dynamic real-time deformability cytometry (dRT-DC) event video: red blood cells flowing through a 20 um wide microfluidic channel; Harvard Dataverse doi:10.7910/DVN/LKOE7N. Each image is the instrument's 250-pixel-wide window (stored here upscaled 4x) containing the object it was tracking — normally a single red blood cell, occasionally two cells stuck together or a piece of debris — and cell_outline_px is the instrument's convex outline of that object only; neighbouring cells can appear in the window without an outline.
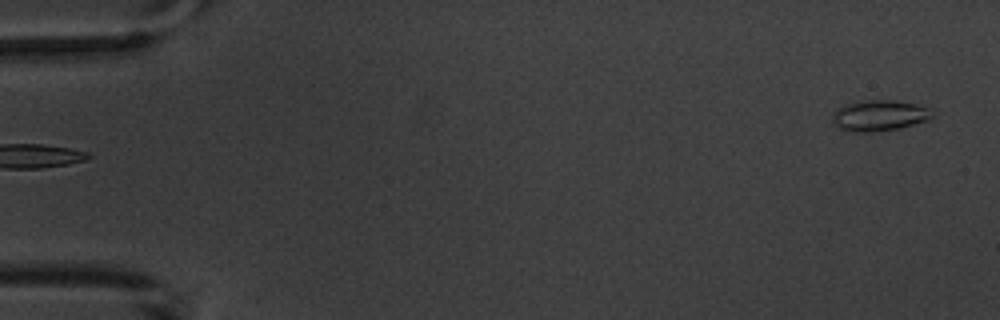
{"species": "common noctule bat (a hibernating species)", "species_latin": "Nyctalus noctula", "temperature_condition": "warm", "stored_images_in_passage": 3, "camera_frame_rate_fps": 3000, "um_per_image_px": 0.085, "animal": {"sex": "male", "body_mass_g": 20.1, "forearm_length_mm": 53.5}, "frame": {"image": 1, "passage_image": 3, "time_ms": 2.333, "image_size_px": [1000, 320], "cell_outline_px": [[932, 116], [928, 120], [900, 128], [872, 132], [848, 132], [832, 124], [832, 116], [844, 104], [856, 100], [896, 100], [916, 104], [928, 108]], "centroid_in_image_um": [74.69, 9.82], "position_along_channel_um": 10.3, "area_um2": 18.03}}